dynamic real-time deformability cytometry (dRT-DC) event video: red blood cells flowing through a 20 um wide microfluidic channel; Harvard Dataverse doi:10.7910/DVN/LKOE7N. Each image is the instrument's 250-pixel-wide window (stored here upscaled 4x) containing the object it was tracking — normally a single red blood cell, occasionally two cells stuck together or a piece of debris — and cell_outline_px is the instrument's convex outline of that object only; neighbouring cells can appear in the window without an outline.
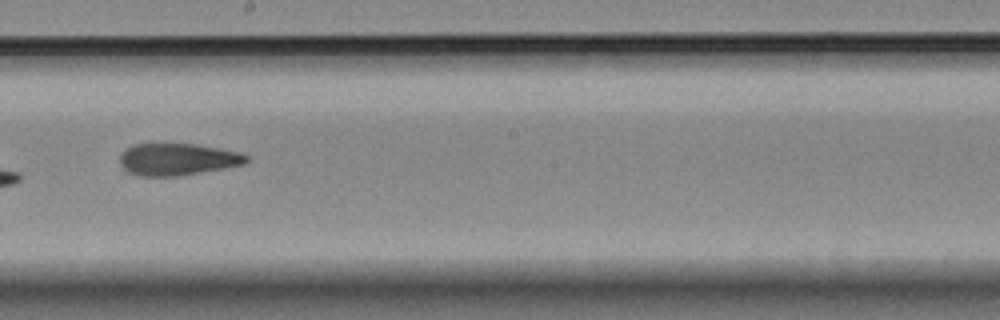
{"species": "Egyptian fruit bat (a non-hibernating species)", "species_latin": "Rousettus aegyptiacus", "temperature_condition": "room temperature", "stored_images_in_passage": 7, "camera_frame_rate_fps": 3000, "um_per_image_px": 0.085, "animal": {"sex": "female"}, "frame": {"image": 1, "passage_image": 6, "time_ms": 5.667, "image_size_px": [1000, 320], "cell_outline_px": [[248, 160], [244, 164], [224, 168], [180, 176], [140, 176], [128, 172], [120, 164], [120, 156], [128, 148], [136, 144], [160, 140], [196, 144], [240, 152], [248, 156]], "centroid_in_image_um": [15.07, 13.5], "position_along_channel_um": 233.1, "area_um2": 24.28}}
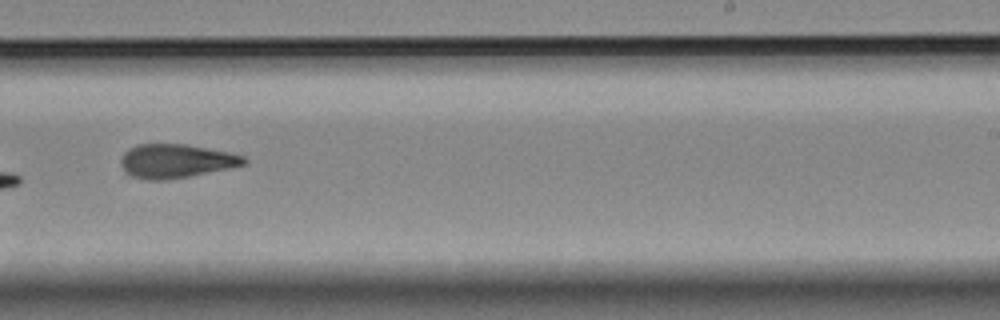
{"frame": {"image": 2, "passage_image": 7, "time_ms": 6.667, "image_size_px": [1000, 320], "cell_outline_px": [[248, 164], [232, 168], [168, 180], [148, 180], [132, 176], [120, 164], [120, 160], [124, 152], [128, 148], [136, 144], [184, 144], [228, 152], [244, 156], [248, 160]], "centroid_in_image_um": [14.98, 13.69], "position_along_channel_um": 274.0, "area_um2": 24.33}}